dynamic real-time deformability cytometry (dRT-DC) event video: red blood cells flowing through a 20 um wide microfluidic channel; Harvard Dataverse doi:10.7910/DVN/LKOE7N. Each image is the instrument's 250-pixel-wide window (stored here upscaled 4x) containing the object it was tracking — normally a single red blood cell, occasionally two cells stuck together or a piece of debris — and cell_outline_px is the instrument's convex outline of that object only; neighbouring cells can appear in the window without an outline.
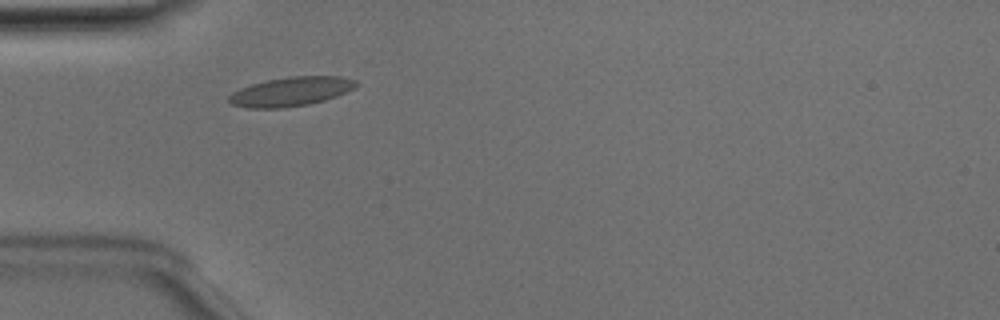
{"species": "Egyptian fruit bat (a non-hibernating species)", "species_latin": "Rousettus aegyptiacus", "temperature_condition": "room temperature", "stored_images_in_passage": 4, "camera_frame_rate_fps": 3000, "um_per_image_px": 0.085, "animal": {"sex": "male"}, "frame": {"image": 1, "passage_image": 2, "time_ms": 0.333, "image_size_px": [1000, 320], "cell_outline_px": [[356, 84], [352, 88], [336, 96], [324, 100], [308, 104], [280, 108], [248, 108], [232, 104], [228, 100], [228, 96], [232, 92], [240, 88], [252, 84], [268, 80], [288, 76], [340, 76], [356, 80]], "centroid_in_image_um": [24.68, 7.78], "position_along_channel_um": 60.3, "area_um2": 21.33}}